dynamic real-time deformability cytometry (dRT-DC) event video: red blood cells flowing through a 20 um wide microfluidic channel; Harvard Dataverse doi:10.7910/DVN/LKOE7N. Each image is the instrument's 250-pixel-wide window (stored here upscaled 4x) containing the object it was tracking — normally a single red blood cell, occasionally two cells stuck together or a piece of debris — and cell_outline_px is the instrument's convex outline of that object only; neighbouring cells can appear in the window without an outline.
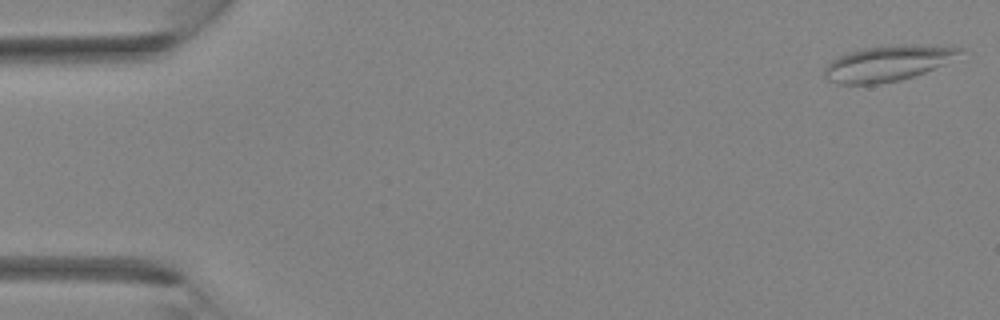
{"species": "Egyptian fruit bat (a non-hibernating species)", "species_latin": "Rousettus aegyptiacus", "temperature_condition": "room temperature", "stored_images_in_passage": 5, "camera_frame_rate_fps": 3000, "um_per_image_px": 0.085, "animal": {"sex": "female"}, "frame": {"image": 1, "passage_image": 1, "time_ms": 0.0, "image_size_px": [1000, 320], "cell_outline_px": [[964, 48], [960, 52], [944, 64], [924, 72], [900, 80], [876, 84], [840, 84], [824, 80], [824, 68], [832, 60], [848, 52], [864, 48], [904, 44], [908, 44]], "centroid_in_image_um": [75.37, 5.39], "position_along_channel_um": 9.6, "area_um2": 27.57}}
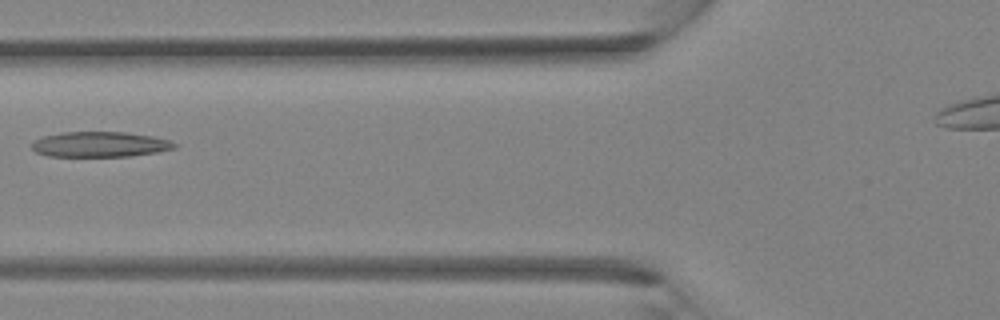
{"frame": {"image": 2, "passage_image": 5, "time_ms": 4.667, "image_size_px": [1000, 320], "cell_outline_px": [[180, 144], [176, 148], [156, 152], [132, 156], [48, 156], [36, 152], [32, 148], [32, 144], [36, 140], [44, 136], [64, 132], [124, 132], [152, 136], [168, 140]], "centroid_in_image_um": [8.54, 12.27], "position_along_channel_um": 117.3, "area_um2": 20.92}}